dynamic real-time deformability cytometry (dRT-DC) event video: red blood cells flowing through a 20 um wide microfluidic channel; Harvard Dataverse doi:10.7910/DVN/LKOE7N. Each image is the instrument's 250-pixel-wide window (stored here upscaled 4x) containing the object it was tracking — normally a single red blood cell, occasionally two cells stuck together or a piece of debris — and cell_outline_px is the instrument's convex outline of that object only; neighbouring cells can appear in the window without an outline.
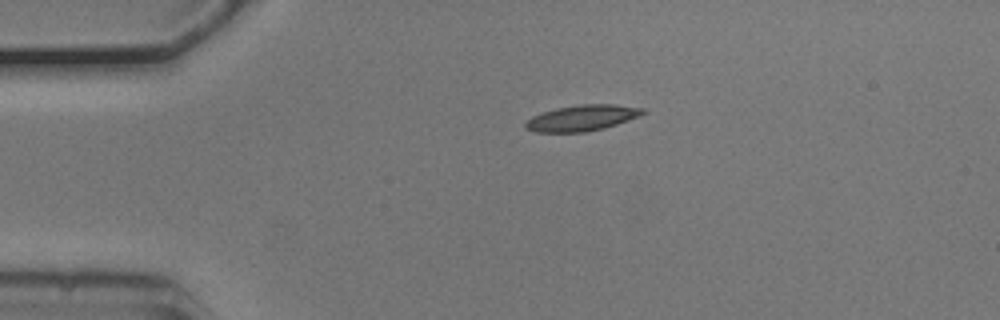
{"species": "common noctule bat (a hibernating species)", "species_latin": "Nyctalus noctula", "temperature_condition": "cold", "stored_images_in_passage": 38, "camera_frame_rate_fps": 3000, "um_per_image_px": 0.085, "animal": {"sex": "male", "body_mass_g": 20.5, "forearm_length_mm": 52.5}, "frame": {"image": 1, "passage_image": 1, "time_ms": 0.0, "image_size_px": [1000, 320], "cell_outline_px": [[644, 112], [636, 116], [616, 124], [604, 128], [584, 132], [536, 132], [524, 128], [524, 124], [532, 116], [556, 108], [580, 104], [616, 104], [644, 108]], "centroid_in_image_um": [49.42, 10.02], "position_along_channel_um": 35.6, "area_um2": 17.46}}
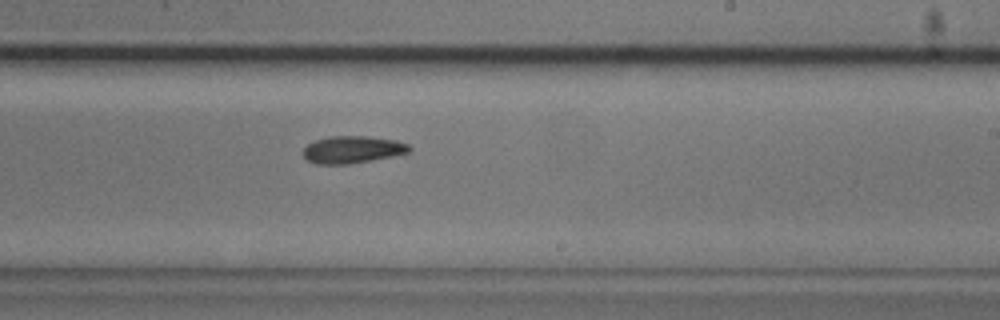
{"frame": {"image": 2, "passage_image": 22, "time_ms": 7.0, "image_size_px": [1000, 320], "cell_outline_px": [[412, 148], [408, 152], [392, 156], [372, 160], [348, 164], [316, 164], [308, 160], [304, 156], [304, 148], [308, 144], [316, 140], [328, 136], [368, 136], [396, 140], [408, 144]], "centroid_in_image_um": [29.96, 12.71], "position_along_channel_um": 259.0, "area_um2": 16.76}}
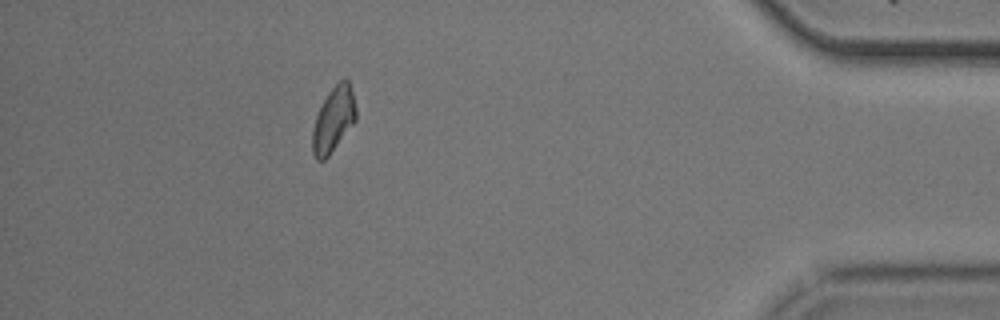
{"frame": {"image": 3, "passage_image": 38, "time_ms": 12.333, "image_size_px": [1000, 320], "cell_outline_px": [[356, 120], [328, 156], [324, 160], [316, 160], [312, 152], [312, 132], [316, 116], [328, 92], [340, 80], [348, 80], [352, 92], [356, 108]], "centroid_in_image_um": [28.33, 10.18], "position_along_channel_um": 406.9, "area_um2": 16.18}, "authors_computed_cell_mechanics": {"area_um2": 16.6464, "velocity_mm_per_s": 3.7031, "shape_relaxation_time_tau1_ms": 3.9598, "shape_relaxation_time_tau2_ms": null, "deformation_change_tau1": 0.1201, "deformation_change_tau2": null}}